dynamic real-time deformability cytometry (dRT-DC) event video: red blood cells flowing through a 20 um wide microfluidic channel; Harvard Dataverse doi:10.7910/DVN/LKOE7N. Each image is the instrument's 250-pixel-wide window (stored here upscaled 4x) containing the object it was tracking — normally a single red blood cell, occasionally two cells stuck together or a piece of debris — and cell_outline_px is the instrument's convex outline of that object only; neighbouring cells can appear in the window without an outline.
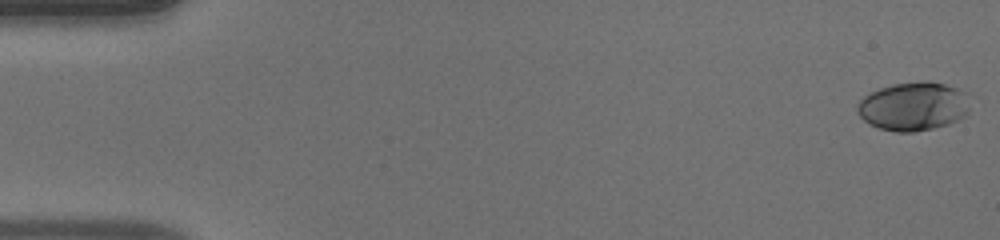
{"species": "human", "species_latin": "Homo sapiens", "temperature_condition": "warm", "stored_images_in_passage": 51, "camera_frame_rate_fps": 3000, "um_per_image_px": 0.085, "donor": {"sex": "male"}, "frame": {"image": 1, "passage_image": 1, "time_ms": 0.0, "image_size_px": [1000, 240], "cell_outline_px": [[968, 112], [964, 116], [948, 124], [932, 128], [912, 132], [896, 132], [880, 128], [868, 124], [856, 112], [856, 104], [864, 96], [880, 88], [892, 84], [924, 80], [928, 80], [944, 84], [968, 92]], "centroid_in_image_um": [77.62, 9.02], "position_along_channel_um": 7.4, "area_um2": 32.08}}
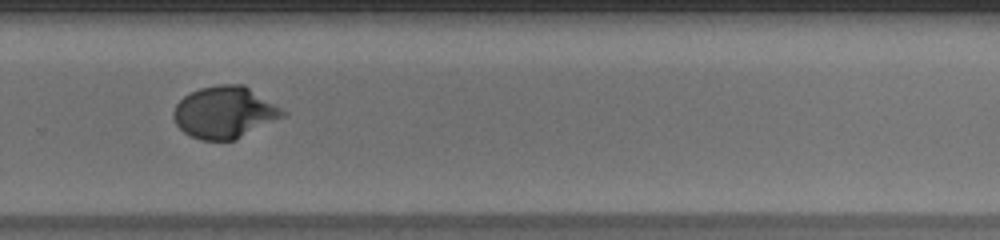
{"frame": {"image": 2, "passage_image": 35, "time_ms": 11.333, "image_size_px": [1000, 240], "cell_outline_px": [[288, 112], [284, 116], [232, 140], [200, 140], [184, 132], [176, 124], [172, 116], [172, 112], [176, 104], [184, 96], [200, 88], [216, 84], [244, 84]], "centroid_in_image_um": [19.07, 9.53], "position_along_channel_um": 310.7, "area_um2": 32.71}}
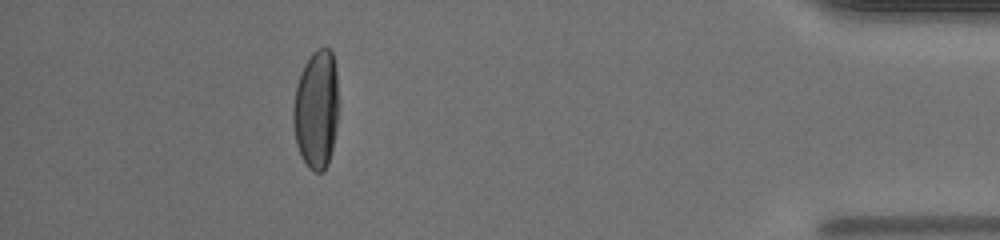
{"frame": {"image": 3, "passage_image": 46, "time_ms": 15.0, "image_size_px": [1000, 240], "cell_outline_px": [[336, 132], [328, 164], [324, 172], [312, 172], [308, 168], [300, 156], [296, 144], [292, 124], [292, 108], [296, 84], [300, 72], [304, 64], [312, 52], [316, 48], [328, 48], [332, 52], [336, 72]], "centroid_in_image_um": [26.84, 9.34], "position_along_channel_um": 408.4, "area_um2": 31.62}, "authors_computed_cell_mechanics": {"area_um2": 32.0212, "velocity_mm_per_s": 4.0843, "shape_relaxation_time_tau1_ms": 6.6895, "shape_relaxation_time_tau2_ms": null, "deformation_change_tau1": 0.2646, "deformation_change_tau2": null}}